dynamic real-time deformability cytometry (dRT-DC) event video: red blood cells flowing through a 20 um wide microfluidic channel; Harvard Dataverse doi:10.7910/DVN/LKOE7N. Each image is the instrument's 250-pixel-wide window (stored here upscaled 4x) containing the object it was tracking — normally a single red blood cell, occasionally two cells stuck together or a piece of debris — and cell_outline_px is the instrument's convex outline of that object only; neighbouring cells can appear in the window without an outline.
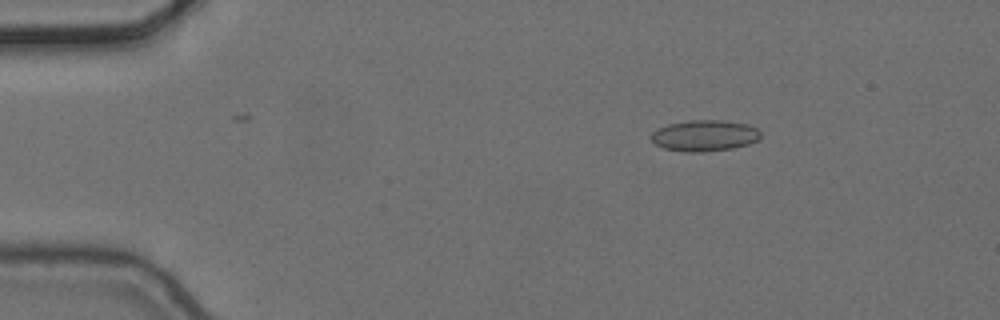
{"species": "common noctule bat (a hibernating species)", "species_latin": "Nyctalus noctula", "temperature_condition": "cold", "stored_images_in_passage": 3, "camera_frame_rate_fps": 3000, "um_per_image_px": 0.085, "animal": {"sex": "female", "body_mass_g": 24.6, "forearm_length_mm": 56.2}, "frame": {"image": 1, "passage_image": 1, "time_ms": 0.0, "image_size_px": [1000, 320], "cell_outline_px": [[760, 136], [756, 140], [748, 144], [732, 148], [700, 152], [688, 152], [664, 148], [656, 144], [652, 140], [652, 132], [668, 124], [688, 120], [720, 120], [748, 124], [756, 128], [760, 132]], "centroid_in_image_um": [59.89, 11.52], "position_along_channel_um": 25.1, "area_um2": 19.59}}